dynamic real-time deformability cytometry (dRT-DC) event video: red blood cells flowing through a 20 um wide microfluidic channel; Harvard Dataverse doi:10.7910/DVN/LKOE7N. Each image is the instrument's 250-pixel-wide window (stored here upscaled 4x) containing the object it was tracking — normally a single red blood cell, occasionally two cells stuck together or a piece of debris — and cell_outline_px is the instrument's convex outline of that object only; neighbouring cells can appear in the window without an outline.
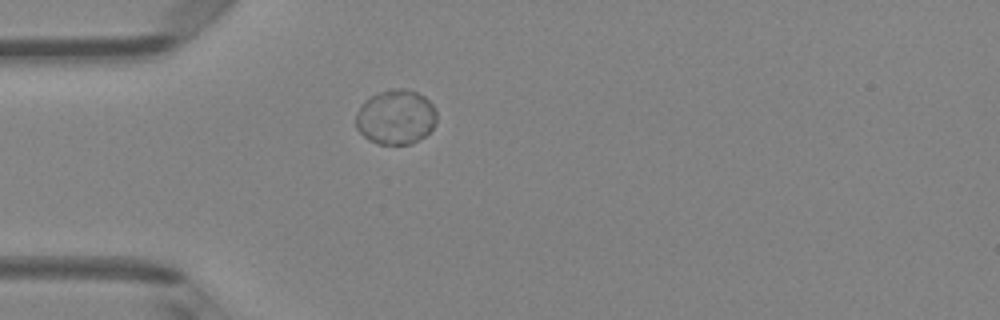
{"species": "Egyptian fruit bat (a non-hibernating species)", "species_latin": "Rousettus aegyptiacus", "temperature_condition": "room temperature", "stored_images_in_passage": 1, "camera_frame_rate_fps": 3000, "um_per_image_px": 0.085, "animal": {"sex": "female"}, "frame": {"image": 1, "passage_image": 1, "time_ms": 0.0, "image_size_px": [1000, 320], "cell_outline_px": [[436, 120], [432, 128], [424, 136], [412, 144], [380, 144], [368, 140], [356, 128], [356, 112], [364, 100], [368, 96], [392, 88], [404, 88], [416, 92], [424, 96], [436, 108]], "centroid_in_image_um": [33.62, 9.94], "position_along_channel_um": 51.4, "area_um2": 25.95}}